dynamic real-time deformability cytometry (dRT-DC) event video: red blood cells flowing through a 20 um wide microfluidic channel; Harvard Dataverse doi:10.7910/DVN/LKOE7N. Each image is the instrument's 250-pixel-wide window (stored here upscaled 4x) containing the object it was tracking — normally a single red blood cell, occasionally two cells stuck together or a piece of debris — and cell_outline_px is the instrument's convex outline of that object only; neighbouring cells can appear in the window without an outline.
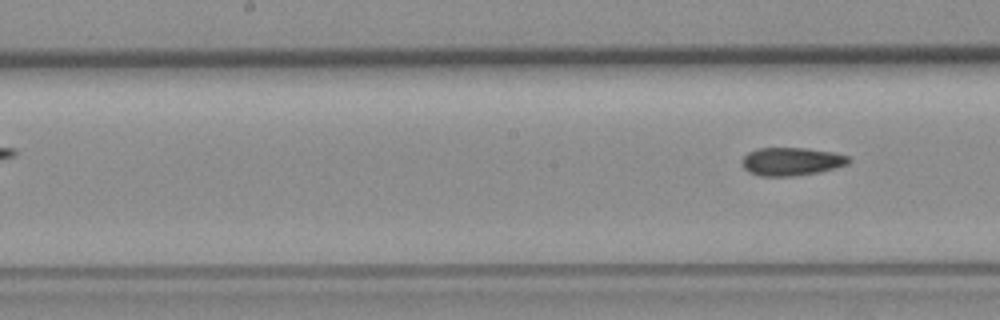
{"species": "common noctule bat (a hibernating species)", "species_latin": "Nyctalus noctula", "temperature_condition": "room temperature", "stored_images_in_passage": 6, "segment_of_instrument_passage": [2, 2], "camera_frame_rate_fps": 3000, "um_per_image_px": 0.085, "animal": {"sex": "female", "body_mass_g": 19.3, "forearm_length_mm": 54.1}, "frame": {"image": 1, "passage_image": 6, "time_ms": 6.0, "image_size_px": [1000, 320], "cell_outline_px": [[852, 160], [848, 164], [820, 172], [792, 176], [760, 176], [748, 172], [740, 164], [740, 160], [748, 152], [760, 148], [804, 148], [832, 152], [848, 156]], "centroid_in_image_um": [67.24, 13.73], "position_along_channel_um": 181.0, "area_um2": 17.57}}